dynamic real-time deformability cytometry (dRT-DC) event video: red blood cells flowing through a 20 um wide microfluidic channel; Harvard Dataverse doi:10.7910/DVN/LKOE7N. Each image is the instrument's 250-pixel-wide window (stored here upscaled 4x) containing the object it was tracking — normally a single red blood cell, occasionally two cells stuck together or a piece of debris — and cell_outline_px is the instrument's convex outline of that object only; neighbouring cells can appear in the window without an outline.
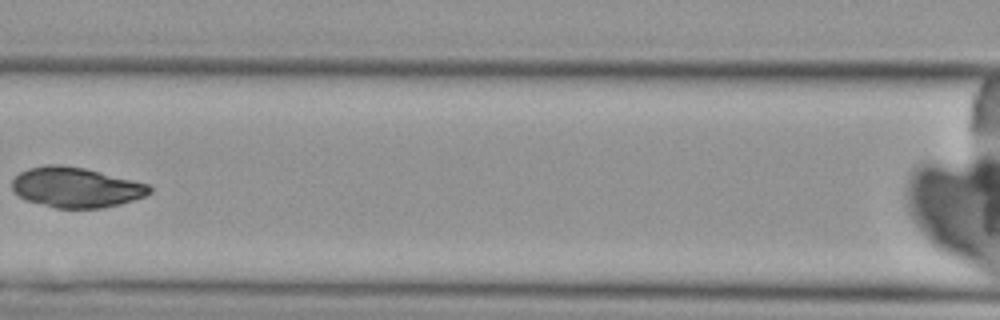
{"species": "Egyptian fruit bat (a non-hibernating species)", "species_latin": "Rousettus aegyptiacus", "temperature_condition": "cold", "stored_images_in_passage": 5, "camera_frame_rate_fps": 3000, "um_per_image_px": 0.085, "animal": {"sex": "female"}, "frame": {"image": 1, "passage_image": 4, "time_ms": 3.667, "image_size_px": [1000, 320], "cell_outline_px": [[152, 192], [144, 196], [120, 204], [104, 208], [56, 208], [28, 200], [12, 192], [12, 180], [20, 172], [28, 168], [44, 164], [60, 164], [84, 168], [148, 184], [152, 188]], "centroid_in_image_um": [6.44, 15.92], "position_along_channel_um": 160.2, "area_um2": 32.08}}
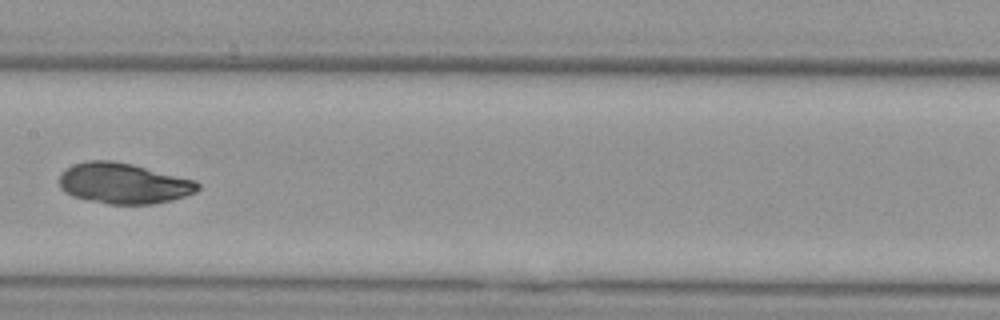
{"frame": {"image": 2, "passage_image": 5, "time_ms": 4.667, "image_size_px": [1000, 320], "cell_outline_px": [[200, 188], [196, 192], [172, 200], [152, 204], [108, 204], [72, 196], [64, 192], [60, 188], [60, 172], [76, 164], [88, 160], [112, 160], [132, 164], [196, 180], [200, 184]], "centroid_in_image_um": [10.51, 15.58], "position_along_channel_um": 196.9, "area_um2": 32.83}}